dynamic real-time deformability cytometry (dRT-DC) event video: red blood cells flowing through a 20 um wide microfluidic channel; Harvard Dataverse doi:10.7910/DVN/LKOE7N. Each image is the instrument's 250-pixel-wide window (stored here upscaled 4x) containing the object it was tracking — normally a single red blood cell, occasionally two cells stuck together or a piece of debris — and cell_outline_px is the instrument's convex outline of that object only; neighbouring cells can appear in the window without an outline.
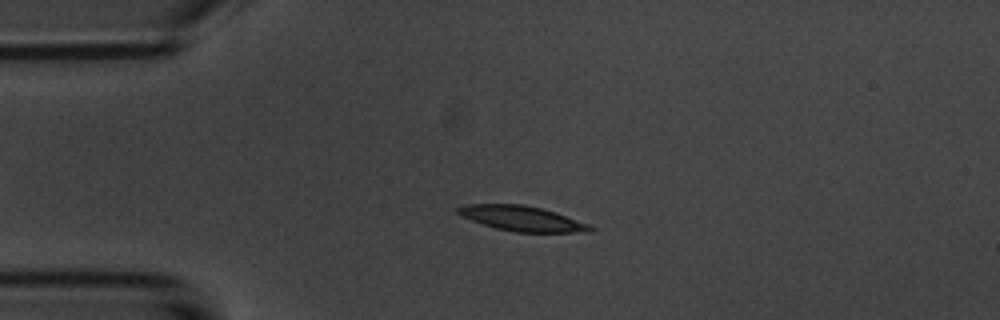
{"species": "common noctule bat (a hibernating species)", "species_latin": "Nyctalus noctula", "temperature_condition": "room temperature", "stored_images_in_passage": 48, "camera_frame_rate_fps": 3000, "um_per_image_px": 0.085, "animal": {"sex": "male", "body_mass_g": 20.1, "forearm_length_mm": 53.5}, "frame": {"image": 1, "passage_image": 12, "time_ms": 3.667, "image_size_px": [1000, 320], "cell_outline_px": [[596, 228], [572, 232], [516, 232], [496, 228], [472, 220], [456, 212], [456, 208], [464, 204], [524, 204], [540, 208], [588, 224]], "centroid_in_image_um": [44.27, 18.56], "position_along_channel_um": 40.7, "area_um2": 18.67}}
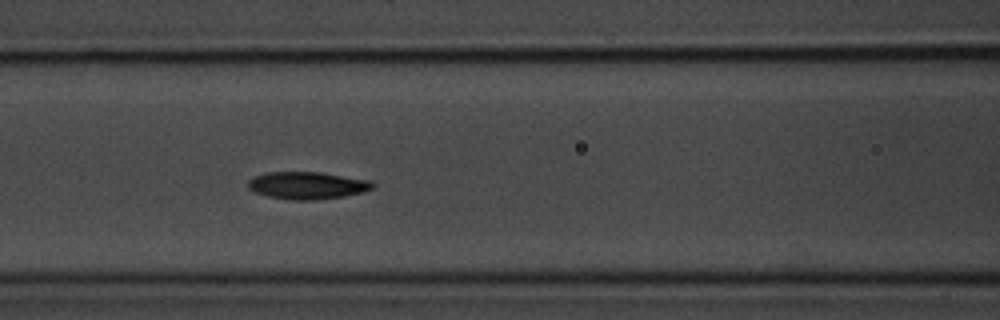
{"frame": {"image": 2, "passage_image": 22, "time_ms": 7.0, "image_size_px": [1000, 320], "cell_outline_px": [[376, 184], [372, 188], [364, 192], [344, 196], [316, 200], [288, 200], [268, 196], [256, 192], [248, 188], [248, 180], [264, 172], [320, 172], [368, 180]], "centroid_in_image_um": [26.11, 15.76], "position_along_channel_um": 140.5, "area_um2": 19.83}}
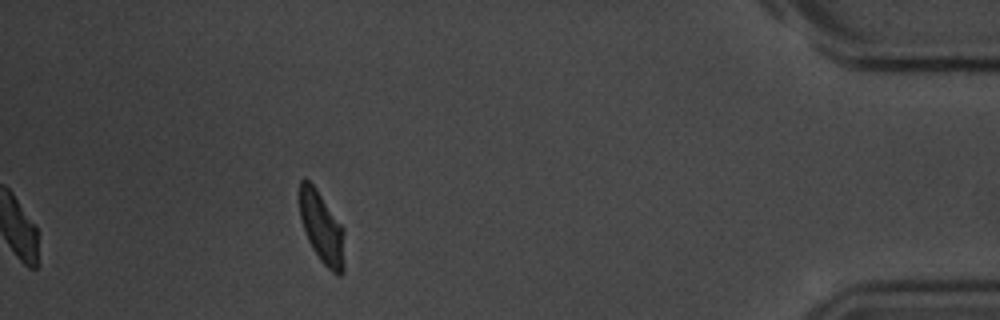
{"frame": {"image": 3, "passage_image": 48, "time_ms": 15.667, "image_size_px": [1000, 320], "cell_outline_px": [[344, 272], [340, 276], [336, 276], [320, 260], [312, 248], [308, 240], [300, 216], [300, 180], [304, 176], [316, 188], [344, 228]], "centroid_in_image_um": [27.38, 19.38], "position_along_channel_um": 407.8, "area_um2": 18.79}, "authors_computed_cell_mechanics": {"area_um2": 19.1318, "velocity_mm_per_s": 3.7071, "shape_relaxation_time_tau1_ms": 2.5198, "shape_relaxation_time_tau2_ms": 2.3445, "deformation_change_tau1": 0.1232, "deformation_change_tau2": 0.091}}